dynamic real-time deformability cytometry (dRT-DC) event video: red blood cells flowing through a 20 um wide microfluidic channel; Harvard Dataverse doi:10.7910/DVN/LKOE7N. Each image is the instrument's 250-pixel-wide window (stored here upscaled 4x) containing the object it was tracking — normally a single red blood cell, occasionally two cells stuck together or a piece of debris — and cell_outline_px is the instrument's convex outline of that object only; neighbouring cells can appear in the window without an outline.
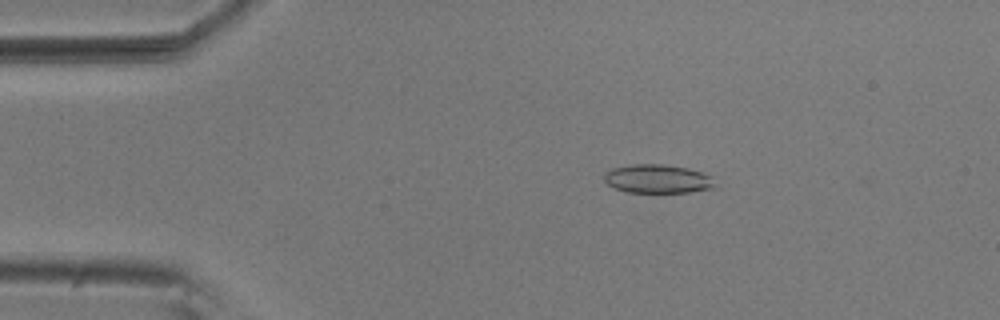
{"species": "common noctule bat (a hibernating species)", "species_latin": "Nyctalus noctula", "temperature_condition": "room temperature", "stored_images_in_passage": 54, "camera_frame_rate_fps": 3000, "um_per_image_px": 0.085, "animal": {"sex": "male", "body_mass_g": 20.5, "forearm_length_mm": 52.5}, "frame": {"image": 1, "passage_image": 9, "time_ms": 2.667, "image_size_px": [1000, 320], "cell_outline_px": [[716, 188], [688, 192], [628, 192], [616, 188], [608, 184], [604, 180], [604, 172], [612, 168], [632, 164], [664, 164], [688, 168], [712, 176]], "centroid_in_image_um": [55.9, 15.19], "position_along_channel_um": 29.1, "area_um2": 18.55}}
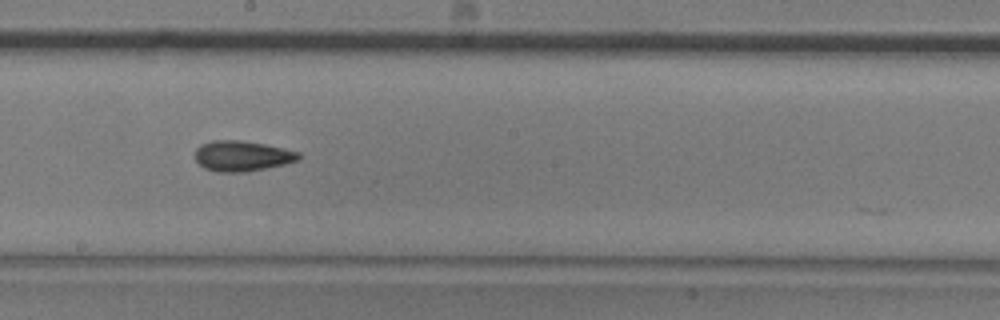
{"frame": {"image": 2, "passage_image": 29, "time_ms": 9.333, "image_size_px": [1000, 320], "cell_outline_px": [[300, 160], [284, 164], [248, 172], [216, 172], [204, 168], [196, 160], [196, 148], [200, 144], [212, 140], [240, 140], [264, 144], [284, 148], [300, 152]], "centroid_in_image_um": [20.58, 13.26], "position_along_channel_um": 227.6, "area_um2": 18.5}}
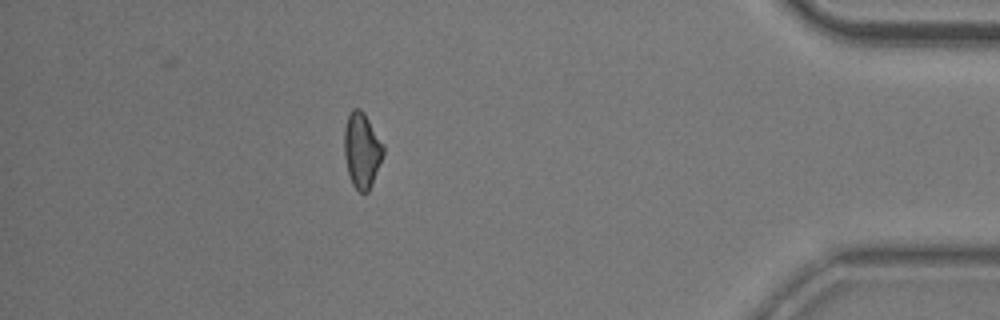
{"frame": {"image": 3, "passage_image": 47, "time_ms": 15.333, "image_size_px": [1000, 320], "cell_outline_px": [[384, 152], [372, 184], [368, 192], [360, 192], [352, 184], [348, 172], [344, 156], [344, 128], [348, 116], [352, 108], [360, 108], [364, 112], [384, 144]], "centroid_in_image_um": [30.75, 12.74], "position_along_channel_um": 404.4, "area_um2": 17.17}, "authors_computed_cell_mechanics": {"area_um2": 17.7446, "velocity_mm_per_s": 3.723, "shape_relaxation_time_tau1_ms": 6.347, "shape_relaxation_time_tau2_ms": 5.0429, "deformation_change_tau1": 0.1415, "deformation_change_tau2": 0.1425}}